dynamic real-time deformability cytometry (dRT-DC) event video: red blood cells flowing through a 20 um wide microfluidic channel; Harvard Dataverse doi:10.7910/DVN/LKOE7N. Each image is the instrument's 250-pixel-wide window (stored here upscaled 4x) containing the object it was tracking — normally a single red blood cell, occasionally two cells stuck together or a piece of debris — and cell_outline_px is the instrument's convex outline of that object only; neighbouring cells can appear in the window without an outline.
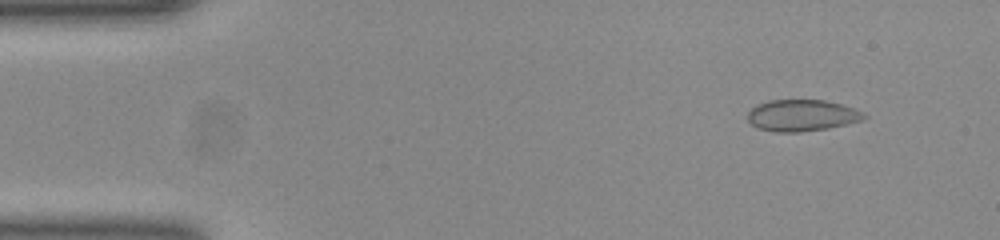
{"species": "common noctule bat (a hibernating species)", "species_latin": "Nyctalus noctula", "temperature_condition": "room temperature", "stored_images_in_passage": 51, "camera_frame_rate_fps": 3000, "um_per_image_px": 0.085, "animal": {"sex": "female", "body_mass_g": 23.0, "forearm_length_mm": 53.4}, "frame": {"image": 1, "passage_image": 5, "time_ms": 1.333, "image_size_px": [1000, 240], "cell_outline_px": [[868, 116], [860, 120], [828, 128], [800, 132], [776, 132], [760, 128], [752, 124], [748, 120], [748, 112], [756, 104], [768, 100], [824, 100], [840, 104], [864, 112]], "centroid_in_image_um": [68.14, 9.8], "position_along_channel_um": 16.9, "area_um2": 21.15}}
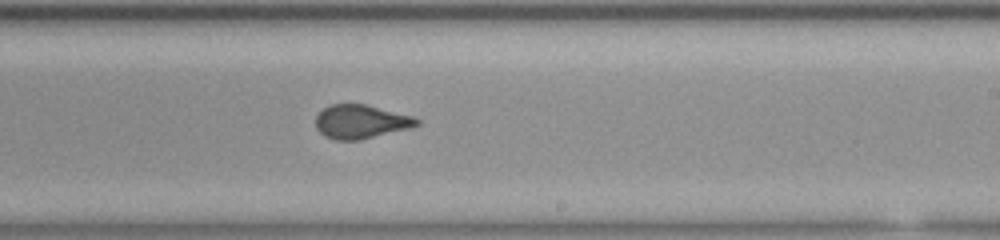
{"frame": {"image": 2, "passage_image": 30, "time_ms": 9.667, "image_size_px": [1000, 240], "cell_outline_px": [[420, 124], [408, 128], [360, 140], [336, 140], [324, 136], [316, 128], [316, 116], [328, 104], [364, 104], [412, 116], [420, 120]], "centroid_in_image_um": [30.64, 10.34], "position_along_channel_um": 258.4, "area_um2": 19.71}}
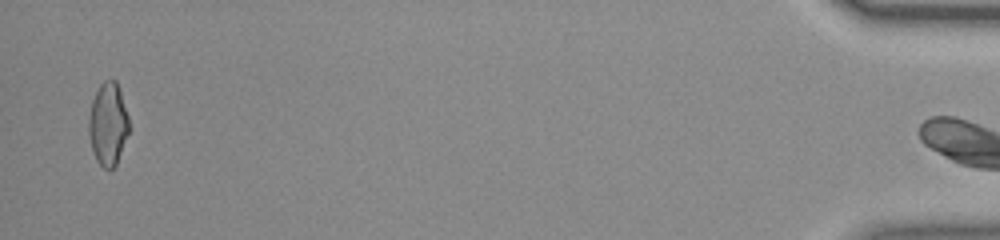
{"frame": {"image": 3, "passage_image": 50, "time_ms": 16.333, "image_size_px": [1000, 240], "cell_outline_px": [[132, 128], [116, 164], [108, 172], [96, 160], [92, 148], [88, 132], [88, 120], [92, 100], [100, 84], [104, 80], [116, 80], [120, 88]], "centroid_in_image_um": [9.22, 10.55], "position_along_channel_um": 426.0, "area_um2": 19.88}}